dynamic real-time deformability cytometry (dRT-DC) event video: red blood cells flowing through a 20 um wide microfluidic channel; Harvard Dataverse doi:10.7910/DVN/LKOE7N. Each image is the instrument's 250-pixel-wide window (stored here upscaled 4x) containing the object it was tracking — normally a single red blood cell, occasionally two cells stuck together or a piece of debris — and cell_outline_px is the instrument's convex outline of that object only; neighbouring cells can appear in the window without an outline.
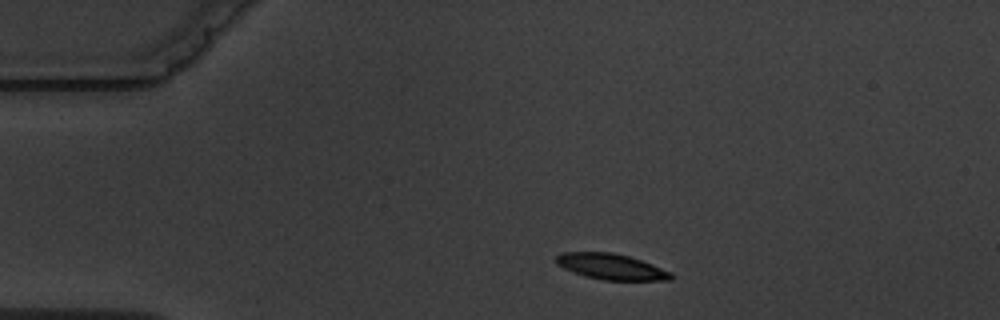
{"species": "common noctule bat (a hibernating species)", "species_latin": "Nyctalus noctula", "temperature_condition": "warm", "stored_images_in_passage": 7, "camera_frame_rate_fps": 3000, "um_per_image_px": 0.085, "animal": {"sex": "male", "body_mass_g": 19.5, "forearm_length_mm": 54.6}, "frame": {"image": 1, "passage_image": 1, "time_ms": 0.0, "image_size_px": [1000, 320], "cell_outline_px": [[672, 280], [604, 280], [584, 276], [564, 268], [556, 264], [556, 256], [560, 252], [612, 252], [628, 256], [652, 264], [672, 272]], "centroid_in_image_um": [51.93, 22.66], "position_along_channel_um": 33.1, "area_um2": 17.22}}
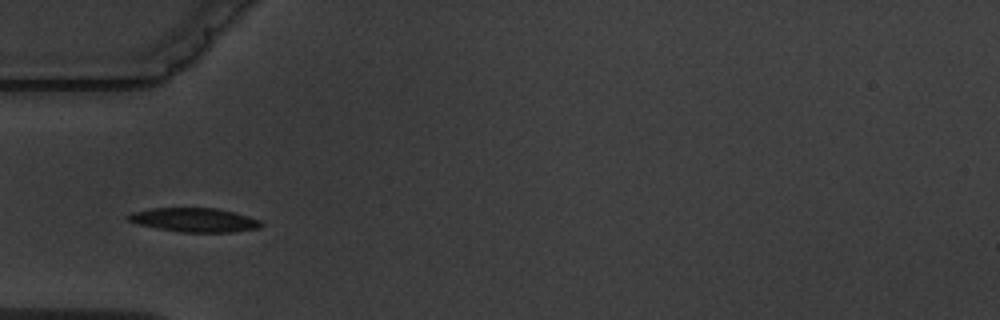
{"frame": {"image": 2, "passage_image": 3, "time_ms": 2.333, "image_size_px": [1000, 320], "cell_outline_px": [[264, 224], [260, 228], [232, 232], [184, 232], [136, 224], [128, 220], [124, 216], [132, 212], [152, 208], [216, 208], [236, 212], [260, 220]], "centroid_in_image_um": [16.54, 18.69], "position_along_channel_um": 68.5, "area_um2": 18.61}}
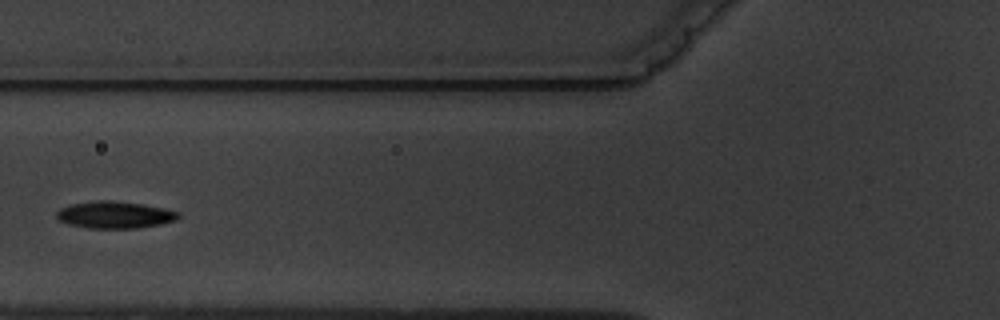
{"frame": {"image": 3, "passage_image": 4, "time_ms": 3.667, "image_size_px": [1000, 320], "cell_outline_px": [[180, 216], [176, 220], [160, 224], [136, 228], [88, 228], [68, 224], [60, 220], [56, 216], [56, 212], [60, 208], [72, 204], [96, 200], [108, 200], [140, 204], [164, 208], [180, 212]], "centroid_in_image_um": [9.75, 18.26], "position_along_channel_um": 116.1, "area_um2": 19.02}}